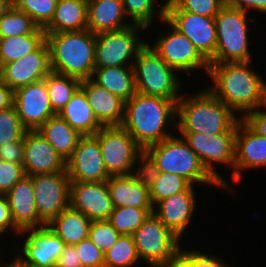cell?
Returning a JSON list of instances; mask_svg holds the SVG:
<instances>
[{"label":"cell","instance_id":"5bb4252c","mask_svg":"<svg viewBox=\"0 0 266 267\" xmlns=\"http://www.w3.org/2000/svg\"><path fill=\"white\" fill-rule=\"evenodd\" d=\"M163 23L185 35L208 62L213 59L217 45L214 17L186 11H166Z\"/></svg>","mask_w":266,"mask_h":267},{"label":"cell","instance_id":"ac0fdd59","mask_svg":"<svg viewBox=\"0 0 266 267\" xmlns=\"http://www.w3.org/2000/svg\"><path fill=\"white\" fill-rule=\"evenodd\" d=\"M50 49L45 40L35 51L17 61L4 64L0 69V80L13 91L43 80L51 73Z\"/></svg>","mask_w":266,"mask_h":267},{"label":"cell","instance_id":"836d02e7","mask_svg":"<svg viewBox=\"0 0 266 267\" xmlns=\"http://www.w3.org/2000/svg\"><path fill=\"white\" fill-rule=\"evenodd\" d=\"M121 1L123 3L126 17L130 18V23L132 24L141 25L149 29L155 23V19L158 18L160 22H163V20L165 19L167 0L163 3L160 2V4L156 2L157 0ZM157 5L159 8L156 7Z\"/></svg>","mask_w":266,"mask_h":267},{"label":"cell","instance_id":"7402d4cb","mask_svg":"<svg viewBox=\"0 0 266 267\" xmlns=\"http://www.w3.org/2000/svg\"><path fill=\"white\" fill-rule=\"evenodd\" d=\"M23 167L27 176L66 171V161L38 131L24 134Z\"/></svg>","mask_w":266,"mask_h":267},{"label":"cell","instance_id":"4fadbf2b","mask_svg":"<svg viewBox=\"0 0 266 267\" xmlns=\"http://www.w3.org/2000/svg\"><path fill=\"white\" fill-rule=\"evenodd\" d=\"M35 207L46 226L70 206V178L67 171L32 175Z\"/></svg>","mask_w":266,"mask_h":267},{"label":"cell","instance_id":"7dc6e473","mask_svg":"<svg viewBox=\"0 0 266 267\" xmlns=\"http://www.w3.org/2000/svg\"><path fill=\"white\" fill-rule=\"evenodd\" d=\"M255 133L266 137V111L256 109L241 118Z\"/></svg>","mask_w":266,"mask_h":267},{"label":"cell","instance_id":"52a82bcc","mask_svg":"<svg viewBox=\"0 0 266 267\" xmlns=\"http://www.w3.org/2000/svg\"><path fill=\"white\" fill-rule=\"evenodd\" d=\"M248 12L223 6L214 17L216 23L217 45L213 59L209 63L251 61L249 43Z\"/></svg>","mask_w":266,"mask_h":267},{"label":"cell","instance_id":"44dd1931","mask_svg":"<svg viewBox=\"0 0 266 267\" xmlns=\"http://www.w3.org/2000/svg\"><path fill=\"white\" fill-rule=\"evenodd\" d=\"M195 187L191 185L187 190L165 198L154 206L153 213L180 240L189 230L197 209Z\"/></svg>","mask_w":266,"mask_h":267},{"label":"cell","instance_id":"4316f807","mask_svg":"<svg viewBox=\"0 0 266 267\" xmlns=\"http://www.w3.org/2000/svg\"><path fill=\"white\" fill-rule=\"evenodd\" d=\"M57 115L82 136L94 135L102 127L88 103L85 92L80 87Z\"/></svg>","mask_w":266,"mask_h":267},{"label":"cell","instance_id":"b9f144b4","mask_svg":"<svg viewBox=\"0 0 266 267\" xmlns=\"http://www.w3.org/2000/svg\"><path fill=\"white\" fill-rule=\"evenodd\" d=\"M119 237L120 234L108 220L91 222L88 238L103 253L109 250Z\"/></svg>","mask_w":266,"mask_h":267},{"label":"cell","instance_id":"11a10c76","mask_svg":"<svg viewBox=\"0 0 266 267\" xmlns=\"http://www.w3.org/2000/svg\"><path fill=\"white\" fill-rule=\"evenodd\" d=\"M3 264L4 267H35L23 263L16 255L14 256L12 261L3 262Z\"/></svg>","mask_w":266,"mask_h":267},{"label":"cell","instance_id":"60d3db41","mask_svg":"<svg viewBox=\"0 0 266 267\" xmlns=\"http://www.w3.org/2000/svg\"><path fill=\"white\" fill-rule=\"evenodd\" d=\"M26 131L14 105L0 110V145L11 141H24Z\"/></svg>","mask_w":266,"mask_h":267},{"label":"cell","instance_id":"603a6c76","mask_svg":"<svg viewBox=\"0 0 266 267\" xmlns=\"http://www.w3.org/2000/svg\"><path fill=\"white\" fill-rule=\"evenodd\" d=\"M107 187L114 207L154 208L149 184L142 171L131 175L110 176Z\"/></svg>","mask_w":266,"mask_h":267},{"label":"cell","instance_id":"1f68e13d","mask_svg":"<svg viewBox=\"0 0 266 267\" xmlns=\"http://www.w3.org/2000/svg\"><path fill=\"white\" fill-rule=\"evenodd\" d=\"M141 171L148 181L153 206L165 198L187 190L192 185L187 179L175 173L153 171L144 161Z\"/></svg>","mask_w":266,"mask_h":267},{"label":"cell","instance_id":"5b68a950","mask_svg":"<svg viewBox=\"0 0 266 267\" xmlns=\"http://www.w3.org/2000/svg\"><path fill=\"white\" fill-rule=\"evenodd\" d=\"M175 135L148 146L144 150L143 161L153 171L175 173L194 186L198 183L222 189L221 183L206 170L186 141L179 134Z\"/></svg>","mask_w":266,"mask_h":267},{"label":"cell","instance_id":"f1b7e54d","mask_svg":"<svg viewBox=\"0 0 266 267\" xmlns=\"http://www.w3.org/2000/svg\"><path fill=\"white\" fill-rule=\"evenodd\" d=\"M91 222L82 212L68 206L47 226L66 245H76L88 238Z\"/></svg>","mask_w":266,"mask_h":267},{"label":"cell","instance_id":"681fc988","mask_svg":"<svg viewBox=\"0 0 266 267\" xmlns=\"http://www.w3.org/2000/svg\"><path fill=\"white\" fill-rule=\"evenodd\" d=\"M224 5L243 10L250 14V10H257L266 14V0H224Z\"/></svg>","mask_w":266,"mask_h":267},{"label":"cell","instance_id":"f5cc1de1","mask_svg":"<svg viewBox=\"0 0 266 267\" xmlns=\"http://www.w3.org/2000/svg\"><path fill=\"white\" fill-rule=\"evenodd\" d=\"M14 91L0 80V110L13 106Z\"/></svg>","mask_w":266,"mask_h":267},{"label":"cell","instance_id":"ab89813d","mask_svg":"<svg viewBox=\"0 0 266 267\" xmlns=\"http://www.w3.org/2000/svg\"><path fill=\"white\" fill-rule=\"evenodd\" d=\"M223 6L224 0H167L166 11H186L215 17Z\"/></svg>","mask_w":266,"mask_h":267},{"label":"cell","instance_id":"f35d334b","mask_svg":"<svg viewBox=\"0 0 266 267\" xmlns=\"http://www.w3.org/2000/svg\"><path fill=\"white\" fill-rule=\"evenodd\" d=\"M13 6L27 13L34 23L44 29L53 18L57 0H12Z\"/></svg>","mask_w":266,"mask_h":267},{"label":"cell","instance_id":"816d5d0a","mask_svg":"<svg viewBox=\"0 0 266 267\" xmlns=\"http://www.w3.org/2000/svg\"><path fill=\"white\" fill-rule=\"evenodd\" d=\"M164 267H194V250L180 251Z\"/></svg>","mask_w":266,"mask_h":267},{"label":"cell","instance_id":"30bf717a","mask_svg":"<svg viewBox=\"0 0 266 267\" xmlns=\"http://www.w3.org/2000/svg\"><path fill=\"white\" fill-rule=\"evenodd\" d=\"M140 261L151 267H164L182 247L180 240L154 214L132 234Z\"/></svg>","mask_w":266,"mask_h":267},{"label":"cell","instance_id":"7c38bea8","mask_svg":"<svg viewBox=\"0 0 266 267\" xmlns=\"http://www.w3.org/2000/svg\"><path fill=\"white\" fill-rule=\"evenodd\" d=\"M151 45L153 50L178 73L186 72L190 76L191 72L202 69L208 75L209 62L185 35L179 33L172 26L165 30L162 29L160 36L158 35L156 41Z\"/></svg>","mask_w":266,"mask_h":267},{"label":"cell","instance_id":"484cf974","mask_svg":"<svg viewBox=\"0 0 266 267\" xmlns=\"http://www.w3.org/2000/svg\"><path fill=\"white\" fill-rule=\"evenodd\" d=\"M127 19L121 0L87 1V29L94 34L127 28Z\"/></svg>","mask_w":266,"mask_h":267},{"label":"cell","instance_id":"9c48e42d","mask_svg":"<svg viewBox=\"0 0 266 267\" xmlns=\"http://www.w3.org/2000/svg\"><path fill=\"white\" fill-rule=\"evenodd\" d=\"M148 29L137 24L110 32L96 34L95 68L133 67L139 51L148 41L140 33Z\"/></svg>","mask_w":266,"mask_h":267},{"label":"cell","instance_id":"7bdbcfd3","mask_svg":"<svg viewBox=\"0 0 266 267\" xmlns=\"http://www.w3.org/2000/svg\"><path fill=\"white\" fill-rule=\"evenodd\" d=\"M25 175L23 165L0 159V195H6Z\"/></svg>","mask_w":266,"mask_h":267},{"label":"cell","instance_id":"8992f818","mask_svg":"<svg viewBox=\"0 0 266 267\" xmlns=\"http://www.w3.org/2000/svg\"><path fill=\"white\" fill-rule=\"evenodd\" d=\"M136 92L147 96H159L179 100L182 94L179 74L171 68L151 47L139 51L133 65Z\"/></svg>","mask_w":266,"mask_h":267},{"label":"cell","instance_id":"f6af8a7d","mask_svg":"<svg viewBox=\"0 0 266 267\" xmlns=\"http://www.w3.org/2000/svg\"><path fill=\"white\" fill-rule=\"evenodd\" d=\"M0 159L23 165L24 141H11L0 145Z\"/></svg>","mask_w":266,"mask_h":267},{"label":"cell","instance_id":"db71d44e","mask_svg":"<svg viewBox=\"0 0 266 267\" xmlns=\"http://www.w3.org/2000/svg\"><path fill=\"white\" fill-rule=\"evenodd\" d=\"M263 107L265 109H263ZM257 109L266 111V80L264 79L261 83L260 102Z\"/></svg>","mask_w":266,"mask_h":267},{"label":"cell","instance_id":"277c9868","mask_svg":"<svg viewBox=\"0 0 266 267\" xmlns=\"http://www.w3.org/2000/svg\"><path fill=\"white\" fill-rule=\"evenodd\" d=\"M51 71L79 79L92 78L95 69L96 34L88 29L49 33Z\"/></svg>","mask_w":266,"mask_h":267},{"label":"cell","instance_id":"8fae6325","mask_svg":"<svg viewBox=\"0 0 266 267\" xmlns=\"http://www.w3.org/2000/svg\"><path fill=\"white\" fill-rule=\"evenodd\" d=\"M178 134L197 154L206 170L221 183L222 191L225 190L226 192L227 190V192H234L233 186L227 182L229 180H225L223 175L219 174L216 168L219 164L228 166V168L232 169L231 177L233 180L236 133H221L213 136L204 133Z\"/></svg>","mask_w":266,"mask_h":267},{"label":"cell","instance_id":"f546056e","mask_svg":"<svg viewBox=\"0 0 266 267\" xmlns=\"http://www.w3.org/2000/svg\"><path fill=\"white\" fill-rule=\"evenodd\" d=\"M91 79L125 102L136 93L133 67L95 68Z\"/></svg>","mask_w":266,"mask_h":267},{"label":"cell","instance_id":"ba28073f","mask_svg":"<svg viewBox=\"0 0 266 267\" xmlns=\"http://www.w3.org/2000/svg\"><path fill=\"white\" fill-rule=\"evenodd\" d=\"M94 136L99 141L103 162L110 176L131 175L141 171L144 150L125 128L102 126Z\"/></svg>","mask_w":266,"mask_h":267},{"label":"cell","instance_id":"d6a6232c","mask_svg":"<svg viewBox=\"0 0 266 267\" xmlns=\"http://www.w3.org/2000/svg\"><path fill=\"white\" fill-rule=\"evenodd\" d=\"M45 40V31L39 27L32 34L0 38L1 66L35 51Z\"/></svg>","mask_w":266,"mask_h":267},{"label":"cell","instance_id":"c3c4849f","mask_svg":"<svg viewBox=\"0 0 266 267\" xmlns=\"http://www.w3.org/2000/svg\"><path fill=\"white\" fill-rule=\"evenodd\" d=\"M55 267H83L75 245H66L64 247Z\"/></svg>","mask_w":266,"mask_h":267},{"label":"cell","instance_id":"9f6ffc18","mask_svg":"<svg viewBox=\"0 0 266 267\" xmlns=\"http://www.w3.org/2000/svg\"><path fill=\"white\" fill-rule=\"evenodd\" d=\"M13 5L12 0H0V17Z\"/></svg>","mask_w":266,"mask_h":267},{"label":"cell","instance_id":"83f0119b","mask_svg":"<svg viewBox=\"0 0 266 267\" xmlns=\"http://www.w3.org/2000/svg\"><path fill=\"white\" fill-rule=\"evenodd\" d=\"M87 29V0H57L45 34Z\"/></svg>","mask_w":266,"mask_h":267},{"label":"cell","instance_id":"2e32d148","mask_svg":"<svg viewBox=\"0 0 266 267\" xmlns=\"http://www.w3.org/2000/svg\"><path fill=\"white\" fill-rule=\"evenodd\" d=\"M13 105L27 131L38 130L47 119L57 115L50 103L45 78L16 89Z\"/></svg>","mask_w":266,"mask_h":267},{"label":"cell","instance_id":"74e56055","mask_svg":"<svg viewBox=\"0 0 266 267\" xmlns=\"http://www.w3.org/2000/svg\"><path fill=\"white\" fill-rule=\"evenodd\" d=\"M37 28L27 13L13 5L0 17V38L32 34Z\"/></svg>","mask_w":266,"mask_h":267},{"label":"cell","instance_id":"cb8c5ba5","mask_svg":"<svg viewBox=\"0 0 266 267\" xmlns=\"http://www.w3.org/2000/svg\"><path fill=\"white\" fill-rule=\"evenodd\" d=\"M89 105L102 126H121L124 118L125 101L96 84L91 78L81 81Z\"/></svg>","mask_w":266,"mask_h":267},{"label":"cell","instance_id":"d590c367","mask_svg":"<svg viewBox=\"0 0 266 267\" xmlns=\"http://www.w3.org/2000/svg\"><path fill=\"white\" fill-rule=\"evenodd\" d=\"M154 208L114 207L108 221L120 235H132Z\"/></svg>","mask_w":266,"mask_h":267},{"label":"cell","instance_id":"4dcf8cb0","mask_svg":"<svg viewBox=\"0 0 266 267\" xmlns=\"http://www.w3.org/2000/svg\"><path fill=\"white\" fill-rule=\"evenodd\" d=\"M38 131L65 161L71 157L82 137L78 131L58 115L47 119Z\"/></svg>","mask_w":266,"mask_h":267},{"label":"cell","instance_id":"d6986e66","mask_svg":"<svg viewBox=\"0 0 266 267\" xmlns=\"http://www.w3.org/2000/svg\"><path fill=\"white\" fill-rule=\"evenodd\" d=\"M70 206L91 221L108 220L114 209L107 181L71 182Z\"/></svg>","mask_w":266,"mask_h":267},{"label":"cell","instance_id":"6f0895ef","mask_svg":"<svg viewBox=\"0 0 266 267\" xmlns=\"http://www.w3.org/2000/svg\"><path fill=\"white\" fill-rule=\"evenodd\" d=\"M0 262H1V260H0ZM2 263H3V262L0 263V267H4V266H3L4 264H2ZM1 265H2V266H1Z\"/></svg>","mask_w":266,"mask_h":267},{"label":"cell","instance_id":"9a60e30c","mask_svg":"<svg viewBox=\"0 0 266 267\" xmlns=\"http://www.w3.org/2000/svg\"><path fill=\"white\" fill-rule=\"evenodd\" d=\"M23 244L16 256L25 264L35 267H55L66 244L46 225L24 229L19 234Z\"/></svg>","mask_w":266,"mask_h":267},{"label":"cell","instance_id":"ee69618b","mask_svg":"<svg viewBox=\"0 0 266 267\" xmlns=\"http://www.w3.org/2000/svg\"><path fill=\"white\" fill-rule=\"evenodd\" d=\"M75 246L83 267H104V253L89 238Z\"/></svg>","mask_w":266,"mask_h":267},{"label":"cell","instance_id":"7a4b0ae2","mask_svg":"<svg viewBox=\"0 0 266 267\" xmlns=\"http://www.w3.org/2000/svg\"><path fill=\"white\" fill-rule=\"evenodd\" d=\"M250 62L209 63L207 75L212 79L207 89L235 114L243 112L241 118L258 108L264 79Z\"/></svg>","mask_w":266,"mask_h":267},{"label":"cell","instance_id":"6da1fadb","mask_svg":"<svg viewBox=\"0 0 266 267\" xmlns=\"http://www.w3.org/2000/svg\"><path fill=\"white\" fill-rule=\"evenodd\" d=\"M177 101L136 92L125 102L121 126L145 150L148 146L172 136L170 129H176Z\"/></svg>","mask_w":266,"mask_h":267},{"label":"cell","instance_id":"8d00e7d4","mask_svg":"<svg viewBox=\"0 0 266 267\" xmlns=\"http://www.w3.org/2000/svg\"><path fill=\"white\" fill-rule=\"evenodd\" d=\"M140 262L132 235H120L104 253V267H133Z\"/></svg>","mask_w":266,"mask_h":267},{"label":"cell","instance_id":"d4e9b609","mask_svg":"<svg viewBox=\"0 0 266 267\" xmlns=\"http://www.w3.org/2000/svg\"><path fill=\"white\" fill-rule=\"evenodd\" d=\"M5 196L10 205L13 223L20 231L45 226L35 207L34 190L30 176L25 175Z\"/></svg>","mask_w":266,"mask_h":267},{"label":"cell","instance_id":"3957f363","mask_svg":"<svg viewBox=\"0 0 266 267\" xmlns=\"http://www.w3.org/2000/svg\"><path fill=\"white\" fill-rule=\"evenodd\" d=\"M240 119L208 89L188 96L182 93L176 104L175 132L204 133L209 136L236 133Z\"/></svg>","mask_w":266,"mask_h":267},{"label":"cell","instance_id":"bcb514c9","mask_svg":"<svg viewBox=\"0 0 266 267\" xmlns=\"http://www.w3.org/2000/svg\"><path fill=\"white\" fill-rule=\"evenodd\" d=\"M8 230L9 232L12 230L13 235L21 233L13 223L7 197L5 195H0V238L2 235L5 236Z\"/></svg>","mask_w":266,"mask_h":267},{"label":"cell","instance_id":"e575fe53","mask_svg":"<svg viewBox=\"0 0 266 267\" xmlns=\"http://www.w3.org/2000/svg\"><path fill=\"white\" fill-rule=\"evenodd\" d=\"M81 81L77 78L51 72L45 78L49 99L53 111L58 114L70 101L72 95L80 87Z\"/></svg>","mask_w":266,"mask_h":267},{"label":"cell","instance_id":"ffe728a7","mask_svg":"<svg viewBox=\"0 0 266 267\" xmlns=\"http://www.w3.org/2000/svg\"><path fill=\"white\" fill-rule=\"evenodd\" d=\"M266 168V137L255 133L242 119L237 123L235 135V161L233 181L242 180V170Z\"/></svg>","mask_w":266,"mask_h":267},{"label":"cell","instance_id":"f907efd6","mask_svg":"<svg viewBox=\"0 0 266 267\" xmlns=\"http://www.w3.org/2000/svg\"><path fill=\"white\" fill-rule=\"evenodd\" d=\"M221 257L212 256L201 250H194V267H231ZM233 267V266H232Z\"/></svg>","mask_w":266,"mask_h":267},{"label":"cell","instance_id":"e0dca14e","mask_svg":"<svg viewBox=\"0 0 266 267\" xmlns=\"http://www.w3.org/2000/svg\"><path fill=\"white\" fill-rule=\"evenodd\" d=\"M71 182H102L110 177L103 162L99 141L94 135L80 138L71 157L66 161Z\"/></svg>","mask_w":266,"mask_h":267}]
</instances>
